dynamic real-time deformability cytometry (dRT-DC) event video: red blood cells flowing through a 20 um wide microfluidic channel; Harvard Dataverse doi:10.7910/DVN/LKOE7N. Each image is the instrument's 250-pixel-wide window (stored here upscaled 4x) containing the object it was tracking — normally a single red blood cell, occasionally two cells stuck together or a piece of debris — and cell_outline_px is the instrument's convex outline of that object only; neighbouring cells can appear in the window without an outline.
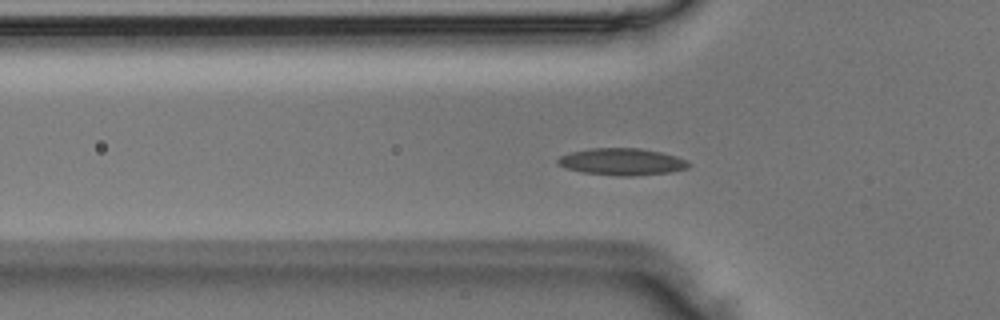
{"species": "Egyptian fruit bat (a non-hibernating species)", "species_latin": "Rousettus aegyptiacus", "temperature_condition": "room temperature", "stored_images_in_passage": 40, "camera_frame_rate_fps": 3000, "um_per_image_px": 0.085, "animal": {"sex": "male"}, "frame": {"image": 1, "passage_image": 6, "time_ms": 1.667, "image_size_px": [1000, 320], "cell_outline_px": [[692, 164], [688, 168], [668, 172], [632, 176], [616, 176], [580, 172], [564, 168], [556, 164], [556, 160], [560, 156], [572, 152], [592, 148], [640, 148], [660, 152], [676, 156], [688, 160]], "centroid_in_image_um": [52.85, 13.75], "position_along_channel_um": 73.0, "area_um2": 20.69}}
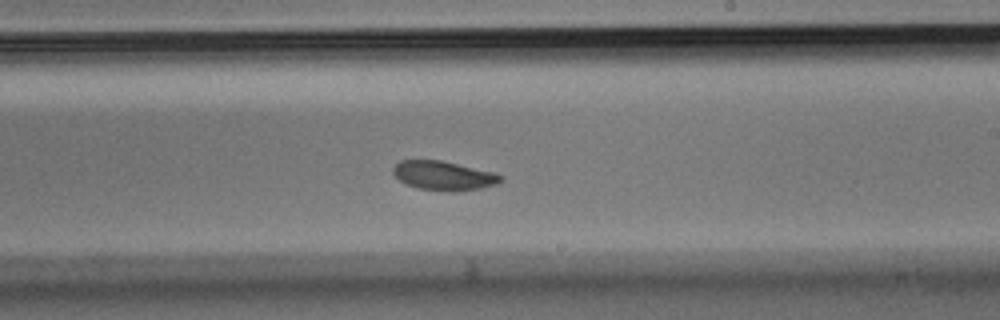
{"frame": {"image": 2, "passage_image": 19, "time_ms": 6.0, "image_size_px": [1000, 320], "cell_outline_px": [[504, 180], [496, 184], [480, 188], [456, 192], [448, 192], [420, 188], [408, 184], [400, 180], [392, 172], [392, 168], [400, 160], [440, 160], [496, 172], [504, 176]], "centroid_in_image_um": [37.76, 14.93], "position_along_channel_um": 251.2, "area_um2": 18.38}}
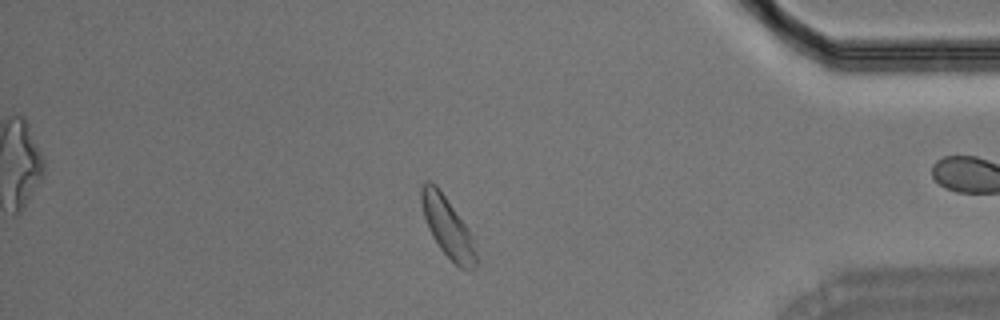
{"frame": {"image": 3, "passage_image": 32, "time_ms": 10.333, "image_size_px": [1000, 320], "cell_outline_px": [[480, 260], [476, 268], [472, 272], [460, 268], [440, 248], [432, 236], [428, 228], [424, 216], [420, 200], [420, 188], [424, 180], [428, 180], [436, 184], [440, 188], [468, 228], [472, 236]], "centroid_in_image_um": [38.08, 19.32], "position_along_channel_um": 397.1, "area_um2": 19.71}}